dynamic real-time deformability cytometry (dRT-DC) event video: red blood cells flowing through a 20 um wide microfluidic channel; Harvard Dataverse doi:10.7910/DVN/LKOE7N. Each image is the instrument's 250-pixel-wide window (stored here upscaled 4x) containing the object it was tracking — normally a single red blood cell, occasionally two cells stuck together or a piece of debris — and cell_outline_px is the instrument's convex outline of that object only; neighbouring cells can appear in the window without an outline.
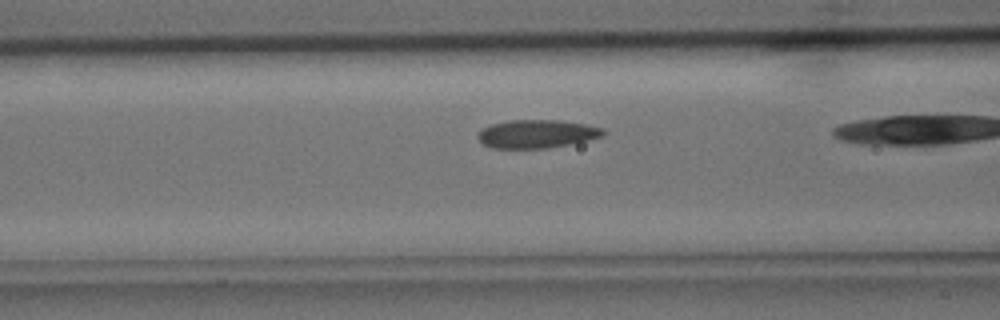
{"species": "common noctule bat (a hibernating species)", "species_latin": "Nyctalus noctula", "temperature_condition": "cold", "stored_images_in_passage": 28, "camera_frame_rate_fps": 3000, "um_per_image_px": 0.085, "animal": {"sex": "male", "body_mass_g": 15.6}, "frame": {"image": 1, "passage_image": 11, "time_ms": 3.333, "image_size_px": [1000, 320], "cell_outline_px": [[608, 132], [604, 136], [588, 140], [548, 148], [492, 148], [484, 144], [476, 136], [476, 132], [480, 128], [492, 124], [508, 120], [560, 120], [584, 124], [604, 128]], "centroid_in_image_um": [45.62, 11.37], "position_along_channel_um": 121.0, "area_um2": 20.87}}
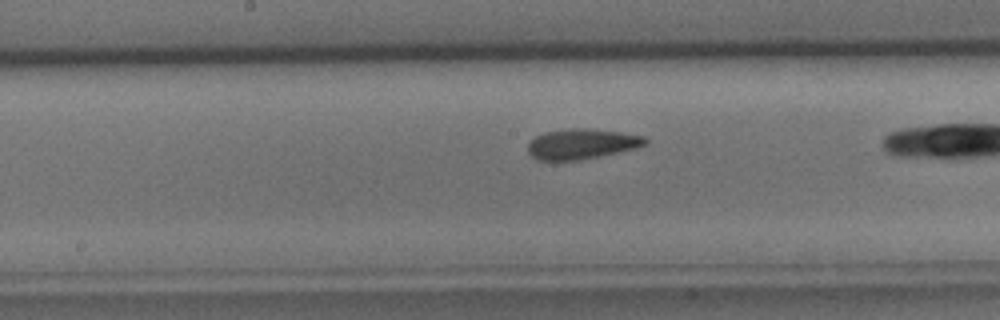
{"frame": {"image": 2, "passage_image": 16, "time_ms": 5.0, "image_size_px": [1000, 320], "cell_outline_px": [[648, 140], [644, 144], [636, 148], [600, 156], [580, 160], [540, 160], [532, 156], [528, 152], [528, 144], [536, 136], [544, 132], [572, 128], [584, 128], [620, 132], [644, 136]], "centroid_in_image_um": [49.44, 12.23], "position_along_channel_um": 198.8, "area_um2": 20.46}}